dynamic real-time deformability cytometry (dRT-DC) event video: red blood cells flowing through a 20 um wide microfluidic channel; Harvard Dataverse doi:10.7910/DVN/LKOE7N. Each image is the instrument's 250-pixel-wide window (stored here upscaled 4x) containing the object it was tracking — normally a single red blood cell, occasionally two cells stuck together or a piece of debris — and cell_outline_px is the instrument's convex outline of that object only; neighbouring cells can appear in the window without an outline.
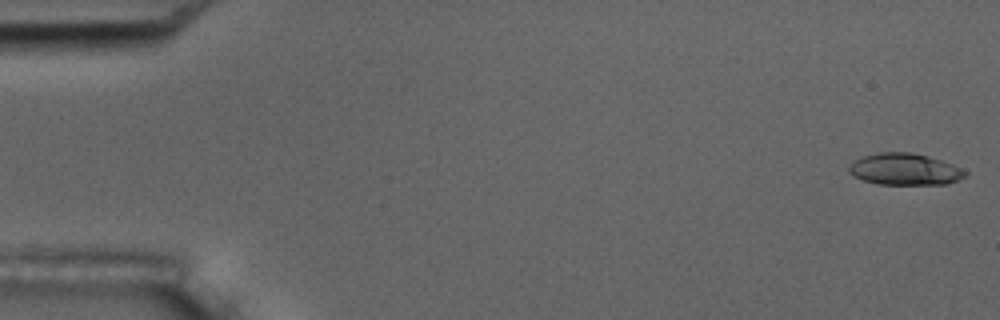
{"species": "common noctule bat (a hibernating species)", "species_latin": "Nyctalus noctula", "temperature_condition": "room temperature", "stored_images_in_passage": 6, "camera_frame_rate_fps": 3000, "um_per_image_px": 0.085, "animal": {"sex": "male", "body_mass_g": 17.5, "forearm_length_mm": 52.3}, "frame": {"image": 1, "passage_image": 1, "time_ms": 0.0, "image_size_px": [1000, 320], "cell_outline_px": [[968, 176], [948, 184], [876, 184], [852, 176], [848, 172], [848, 168], [852, 160], [860, 156], [880, 152], [912, 152], [928, 156], [952, 164], [968, 172]], "centroid_in_image_um": [76.87, 14.38], "position_along_channel_um": 8.1, "area_um2": 21.73}}
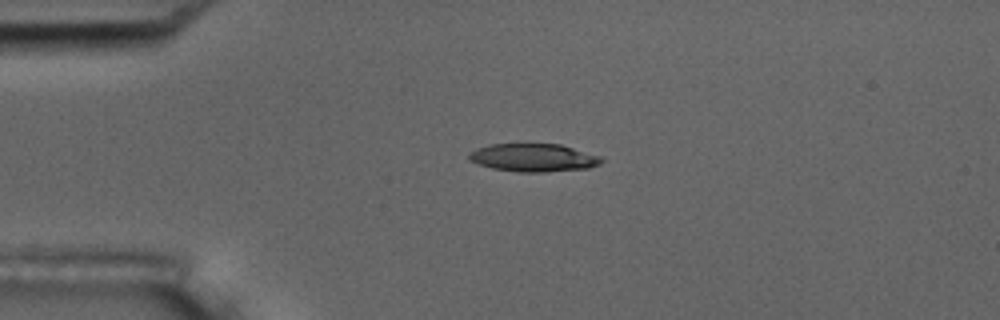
{"frame": {"image": 2, "passage_image": 4, "time_ms": 4.0, "image_size_px": [1000, 320], "cell_outline_px": [[604, 160], [600, 164], [588, 168], [544, 172], [520, 172], [492, 168], [468, 160], [468, 152], [476, 148], [492, 144], [560, 144], [600, 156]], "centroid_in_image_um": [45.33, 13.4], "position_along_channel_um": 39.7, "area_um2": 21.56}}